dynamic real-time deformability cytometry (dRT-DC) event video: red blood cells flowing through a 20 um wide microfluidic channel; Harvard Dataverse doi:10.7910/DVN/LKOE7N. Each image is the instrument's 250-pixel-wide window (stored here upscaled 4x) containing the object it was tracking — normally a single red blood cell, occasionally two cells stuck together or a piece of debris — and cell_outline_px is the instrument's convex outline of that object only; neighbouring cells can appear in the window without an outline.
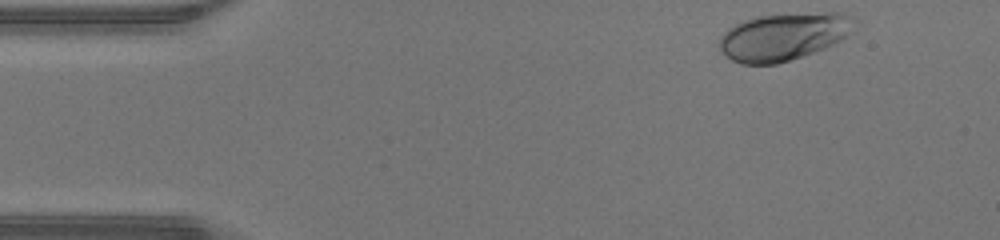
{"species": "human", "species_latin": "Homo sapiens", "temperature_condition": "warm", "stored_images_in_passage": 37, "camera_frame_rate_fps": 3000, "um_per_image_px": 0.085, "donor": {"sex": "male"}, "frame": {"image": 1, "passage_image": 1, "time_ms": 0.0, "image_size_px": [1000, 240], "cell_outline_px": [[856, 20], [852, 32], [840, 40], [824, 48], [776, 64], [740, 64], [732, 60], [720, 52], [720, 36], [728, 28], [744, 20], [756, 16], [824, 12], [840, 12], [856, 16]], "centroid_in_image_um": [66.62, 3.09], "position_along_channel_um": 18.4, "area_um2": 37.4}}
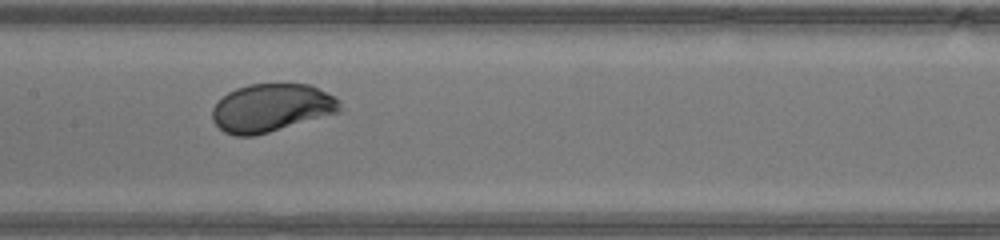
{"frame": {"image": 2, "passage_image": 19, "time_ms": 6.0, "image_size_px": [1000, 240], "cell_outline_px": [[344, 108], [340, 112], [268, 132], [252, 136], [236, 136], [224, 132], [212, 120], [212, 108], [228, 92], [236, 88], [248, 84], [308, 84], [340, 100]], "centroid_in_image_um": [23.07, 9.17], "position_along_channel_um": 184.3, "area_um2": 35.49}}
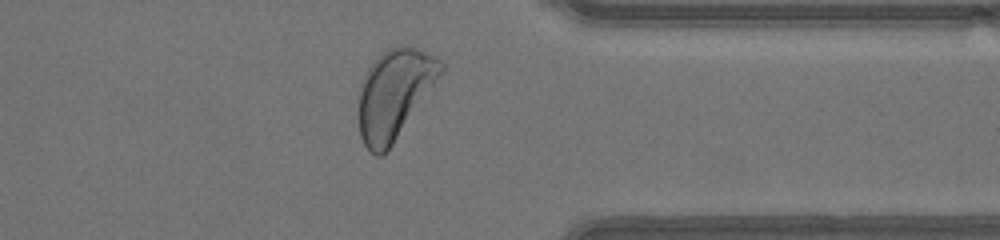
{"frame": {"image": 3, "passage_image": 33, "time_ms": 10.667, "image_size_px": [1000, 240], "cell_outline_px": [[444, 68], [392, 144], [380, 156], [376, 156], [364, 144], [360, 136], [356, 116], [360, 84], [368, 68], [388, 48], [404, 44], [408, 44], [436, 56], [444, 64]], "centroid_in_image_um": [33.46, 7.96], "position_along_channel_um": 377.9, "area_um2": 42.19}, "authors_computed_cell_mechanics": {"area_um2": 36.0672, "velocity_mm_per_s": 4.3409, "shape_relaxation_time_tau1_ms": 2.056, "shape_relaxation_time_tau2_ms": null, "deformation_change_tau1": 0.1375, "deformation_change_tau2": null}}